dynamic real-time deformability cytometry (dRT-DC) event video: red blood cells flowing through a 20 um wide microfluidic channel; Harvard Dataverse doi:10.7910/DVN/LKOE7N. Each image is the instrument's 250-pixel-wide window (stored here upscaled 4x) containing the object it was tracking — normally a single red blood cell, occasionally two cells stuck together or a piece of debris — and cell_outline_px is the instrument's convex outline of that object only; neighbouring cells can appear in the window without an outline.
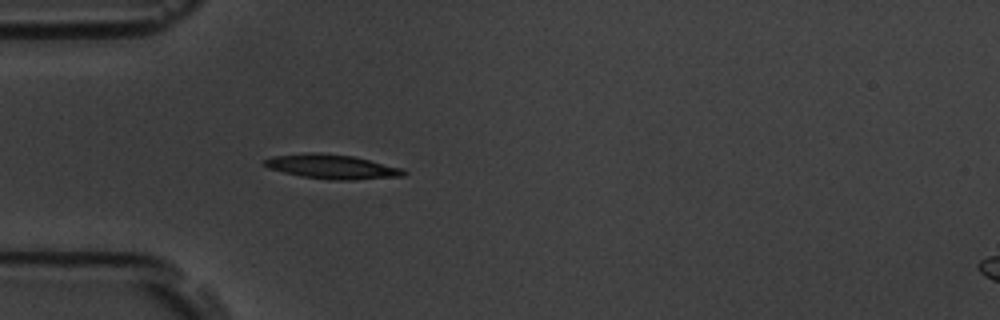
{"species": "common noctule bat (a hibernating species)", "species_latin": "Nyctalus noctula", "temperature_condition": "room temperature", "stored_images_in_passage": 41, "camera_frame_rate_fps": 3000, "um_per_image_px": 0.085, "animal": {"sex": "male", "body_mass_g": 19.5, "forearm_length_mm": 54.6}, "frame": {"image": 1, "passage_image": 1, "time_ms": 0.0, "image_size_px": [1000, 320], "cell_outline_px": [[408, 172], [404, 176], [356, 180], [328, 180], [300, 176], [268, 168], [260, 164], [264, 160], [272, 156], [308, 152], [320, 152], [352, 156], [400, 168]], "centroid_in_image_um": [28.16, 14.17], "position_along_channel_um": 56.8, "area_um2": 19.88}}
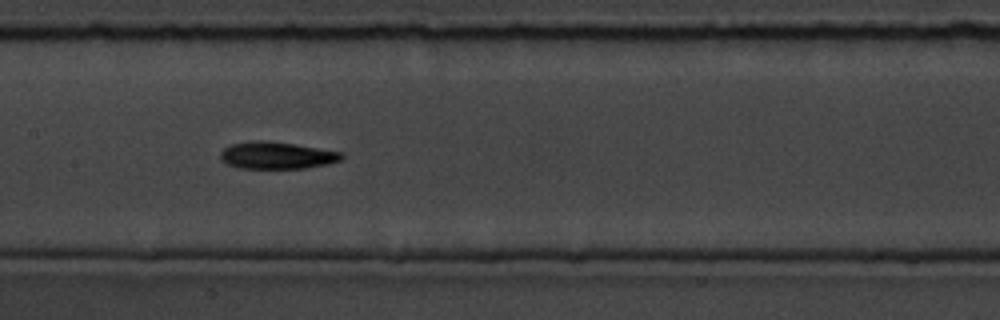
{"frame": {"image": 2, "passage_image": 12, "time_ms": 3.667, "image_size_px": [1000, 320], "cell_outline_px": [[344, 156], [340, 160], [328, 164], [304, 168], [240, 168], [228, 164], [220, 160], [220, 152], [224, 148], [232, 144], [256, 140], [264, 140], [292, 144], [344, 152]], "centroid_in_image_um": [23.52, 13.21], "position_along_channel_um": 183.9, "area_um2": 19.02}}
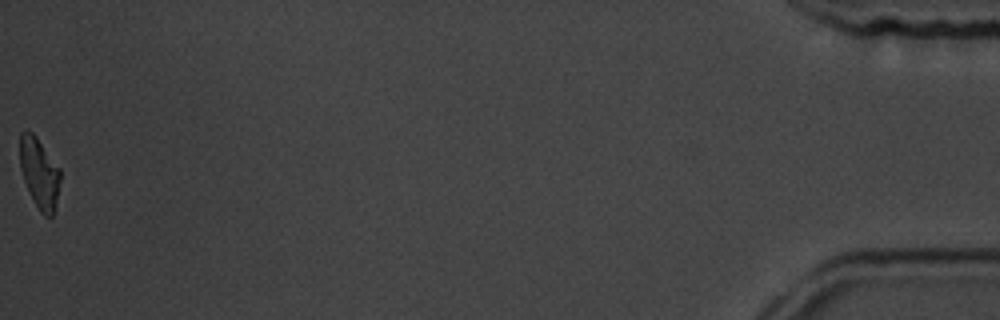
{"frame": {"image": 3, "passage_image": 41, "time_ms": 13.333, "image_size_px": [1000, 320], "cell_outline_px": [[60, 180], [56, 204], [52, 216], [44, 216], [40, 212], [24, 180], [20, 168], [20, 132], [24, 128], [28, 128], [36, 136], [60, 168]], "centroid_in_image_um": [3.34, 14.65], "position_along_channel_um": 431.9, "area_um2": 16.53}, "authors_computed_cell_mechanics": {"area_um2": 18.1492, "velocity_mm_per_s": 3.6074, "shape_relaxation_time_tau1_ms": 3.8697, "shape_relaxation_time_tau2_ms": 3.6619, "deformation_change_tau1": 0.1285, "deformation_change_tau2": 0.1052}}